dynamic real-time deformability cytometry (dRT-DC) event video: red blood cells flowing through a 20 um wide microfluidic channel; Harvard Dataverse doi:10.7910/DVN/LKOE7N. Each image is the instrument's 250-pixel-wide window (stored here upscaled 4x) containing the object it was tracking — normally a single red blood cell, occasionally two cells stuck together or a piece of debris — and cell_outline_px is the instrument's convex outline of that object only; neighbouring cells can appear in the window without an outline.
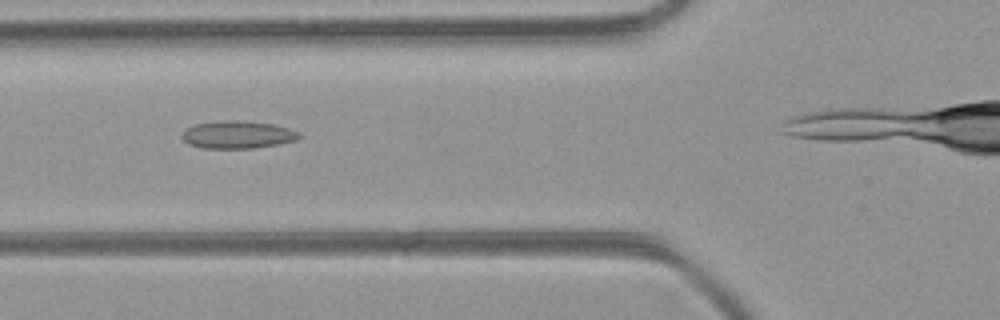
{"species": "common noctule bat (a hibernating species)", "species_latin": "Nyctalus noctula", "temperature_condition": "room temperature", "stored_images_in_passage": 19, "camera_frame_rate_fps": 3000, "um_per_image_px": 0.085, "animal": {"sex": "female", "body_mass_g": 21.9}, "frame": {"image": 1, "passage_image": 5, "time_ms": 1.333, "image_size_px": [1000, 320], "cell_outline_px": [[300, 136], [296, 140], [280, 144], [252, 148], [204, 148], [188, 144], [180, 136], [188, 128], [196, 124], [228, 120], [240, 120], [272, 124], [288, 128], [300, 132]], "centroid_in_image_um": [20.22, 11.45], "position_along_channel_um": 105.6, "area_um2": 18.67}}
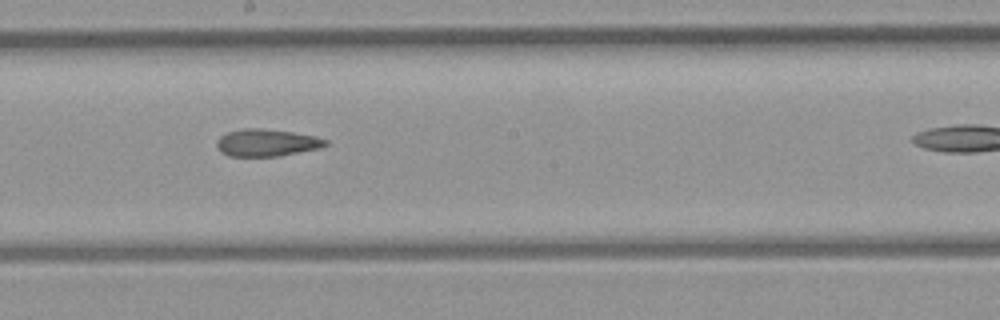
{"frame": {"image": 2, "passage_image": 13, "time_ms": 4.0, "image_size_px": [1000, 320], "cell_outline_px": [[328, 144], [320, 148], [276, 156], [228, 156], [220, 152], [216, 148], [216, 140], [220, 136], [228, 132], [244, 128], [260, 128], [292, 132], [316, 136], [328, 140]], "centroid_in_image_um": [22.63, 12.13], "position_along_channel_um": 225.6, "area_um2": 17.28}}
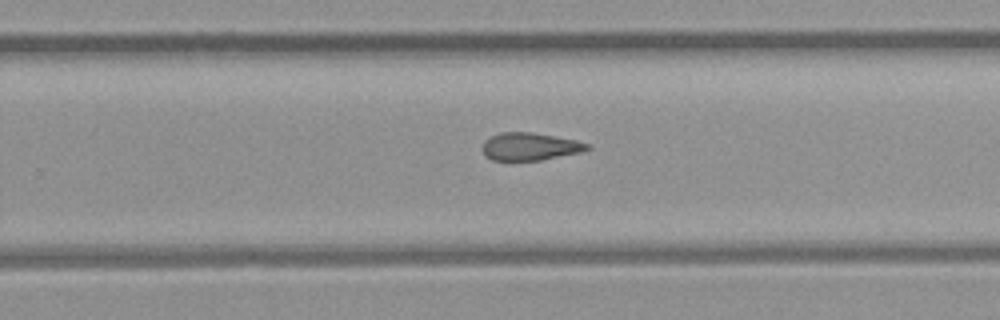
{"frame": {"image": 3, "passage_image": 17, "time_ms": 5.333, "image_size_px": [1000, 320], "cell_outline_px": [[592, 148], [584, 152], [540, 160], [492, 160], [484, 156], [484, 140], [500, 132], [532, 132], [576, 140], [588, 144]], "centroid_in_image_um": [45.08, 12.46], "position_along_channel_um": 284.7, "area_um2": 16.88}}